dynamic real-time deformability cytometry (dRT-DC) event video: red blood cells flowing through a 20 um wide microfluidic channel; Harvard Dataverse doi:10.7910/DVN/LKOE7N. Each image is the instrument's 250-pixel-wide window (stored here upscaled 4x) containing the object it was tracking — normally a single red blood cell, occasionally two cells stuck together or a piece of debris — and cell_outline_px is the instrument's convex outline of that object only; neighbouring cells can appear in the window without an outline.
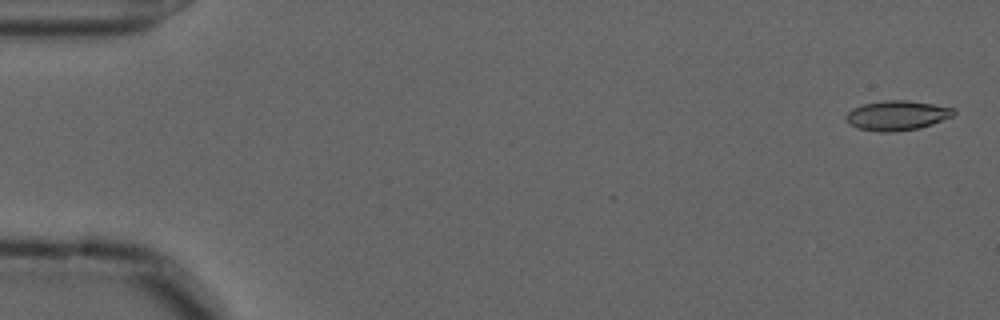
{"species": "common noctule bat (a hibernating species)", "species_latin": "Nyctalus noctula", "temperature_condition": "cold", "stored_images_in_passage": 56, "camera_frame_rate_fps": 3000, "um_per_image_px": 0.085, "animal": {"sex": "male", "forearm_length_mm": 52.5}, "frame": {"image": 1, "passage_image": 2, "time_ms": 0.333, "image_size_px": [1000, 320], "cell_outline_px": [[956, 112], [952, 116], [932, 124], [920, 128], [892, 132], [880, 132], [860, 128], [852, 124], [844, 116], [852, 108], [864, 104], [884, 100], [908, 100], [932, 104], [952, 108]], "centroid_in_image_um": [76.25, 9.81], "position_along_channel_um": 8.7, "area_um2": 18.38}}
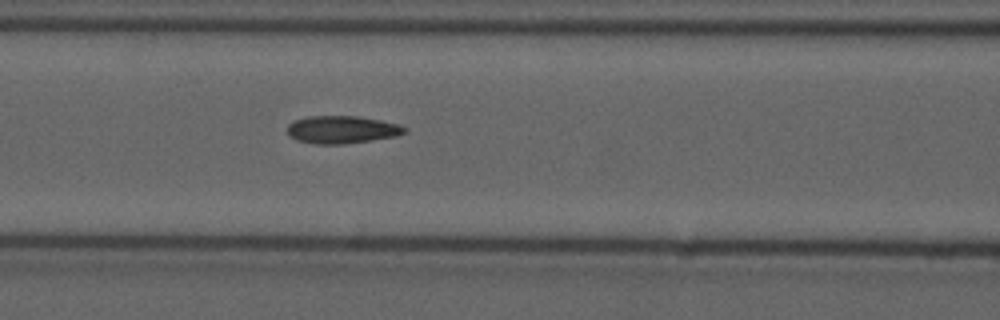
{"frame": {"image": 2, "passage_image": 24, "time_ms": 7.667, "image_size_px": [1000, 320], "cell_outline_px": [[408, 132], [396, 136], [372, 140], [344, 144], [312, 144], [296, 140], [288, 136], [288, 124], [296, 120], [308, 116], [360, 116], [400, 124], [408, 128]], "centroid_in_image_um": [29.09, 11.02], "position_along_channel_um": 137.5, "area_um2": 19.13}}
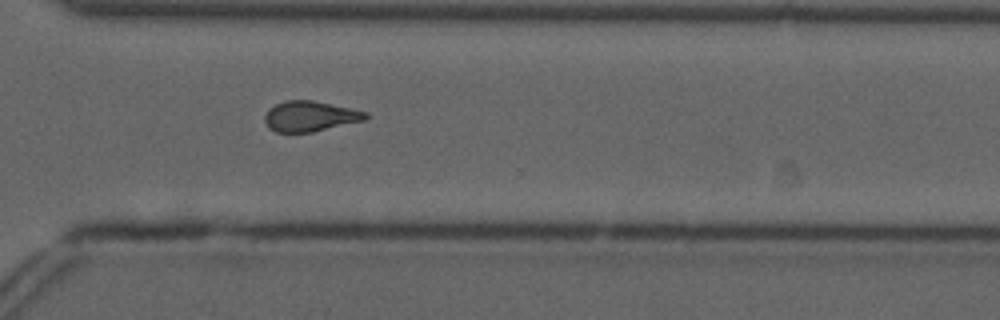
{"frame": {"image": 3, "passage_image": 41, "time_ms": 13.333, "image_size_px": [1000, 320], "cell_outline_px": [[372, 116], [364, 120], [312, 132], [276, 132], [268, 128], [264, 120], [264, 116], [268, 108], [284, 100], [312, 100], [368, 112]], "centroid_in_image_um": [26.34, 9.88], "position_along_channel_um": 344.3, "area_um2": 17.92}, "authors_computed_cell_mechanics": {"area_um2": 18.3515, "velocity_mm_per_s": 3.6555, "shape_relaxation_time_tau1_ms": null, "shape_relaxation_time_tau2_ms": 2.6687, "deformation_change_tau1": null, "deformation_change_tau2": 0.104}}